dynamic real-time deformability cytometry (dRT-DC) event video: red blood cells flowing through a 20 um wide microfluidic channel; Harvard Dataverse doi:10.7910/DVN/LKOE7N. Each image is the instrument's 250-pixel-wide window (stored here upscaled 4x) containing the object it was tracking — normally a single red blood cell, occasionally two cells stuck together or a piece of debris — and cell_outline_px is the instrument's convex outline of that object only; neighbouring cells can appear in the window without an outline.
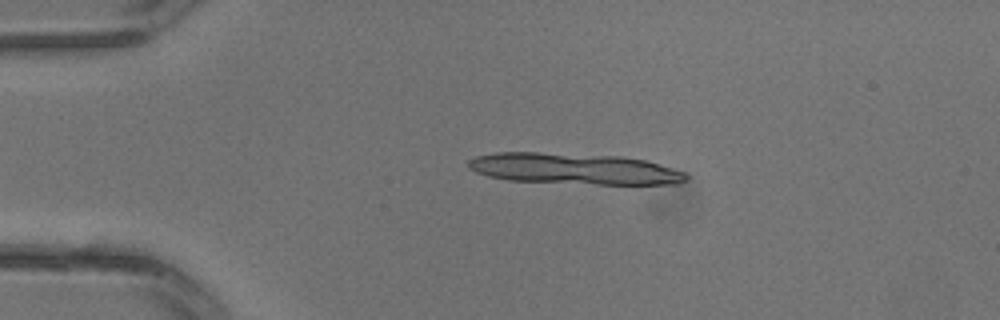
{"species": "common noctule bat (a hibernating species)", "species_latin": "Nyctalus noctula", "temperature_condition": "warm", "stored_images_in_passage": 2, "camera_frame_rate_fps": 3000, "um_per_image_px": 0.085, "animal": {"sex": "male", "body_mass_g": 13.3}, "frame": {"image": 1, "passage_image": 1, "time_ms": 0.0, "image_size_px": [1000, 320], "cell_outline_px": [[688, 180], [680, 184], [596, 184], [508, 180], [488, 176], [476, 172], [468, 168], [468, 160], [476, 156], [496, 152], [536, 152], [620, 156], [644, 160], [684, 172], [688, 176]], "centroid_in_image_um": [48.79, 14.34], "position_along_channel_um": 36.2, "area_um2": 39.36}}